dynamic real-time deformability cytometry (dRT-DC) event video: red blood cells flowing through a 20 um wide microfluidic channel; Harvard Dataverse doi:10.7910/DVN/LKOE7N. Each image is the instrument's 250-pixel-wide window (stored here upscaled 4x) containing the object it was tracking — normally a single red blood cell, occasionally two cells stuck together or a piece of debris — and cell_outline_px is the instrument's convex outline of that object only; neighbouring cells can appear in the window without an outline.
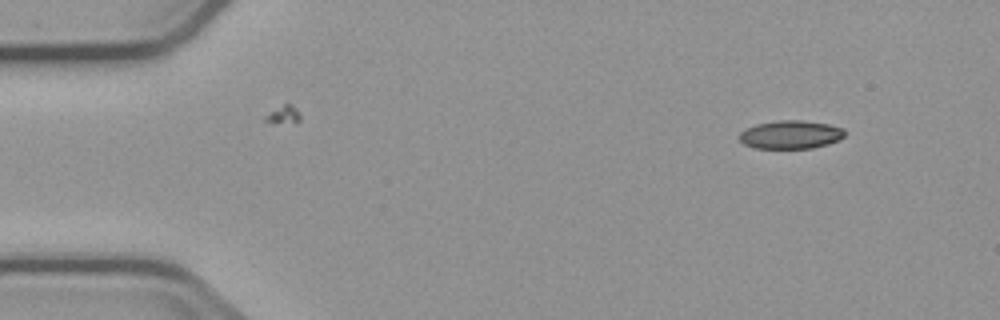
{"species": "common noctule bat (a hibernating species)", "species_latin": "Nyctalus noctula", "temperature_condition": "cold", "stored_images_in_passage": 5, "camera_frame_rate_fps": 3000, "um_per_image_px": 0.085, "animal": {"sex": "male", "body_mass_g": 23.1, "forearm_length_mm": 52.7}, "frame": {"image": 1, "passage_image": 1, "time_ms": 0.0, "image_size_px": [1000, 320], "cell_outline_px": [[844, 136], [840, 140], [828, 144], [812, 148], [756, 148], [744, 144], [740, 140], [740, 132], [744, 128], [756, 124], [776, 120], [804, 120], [828, 124], [844, 128]], "centroid_in_image_um": [67.21, 11.43], "position_along_channel_um": 17.8, "area_um2": 17.51}}
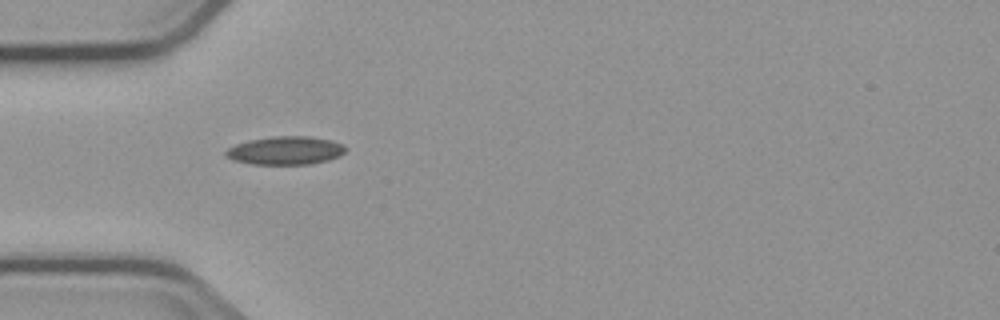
{"frame": {"image": 2, "passage_image": 4, "time_ms": 3.667, "image_size_px": [1000, 320], "cell_outline_px": [[348, 148], [340, 156], [328, 160], [312, 164], [252, 164], [232, 160], [224, 156], [224, 152], [228, 148], [236, 144], [248, 140], [272, 136], [308, 136], [332, 140], [344, 144]], "centroid_in_image_um": [24.27, 12.79], "position_along_channel_um": 60.7, "area_um2": 20.0}}
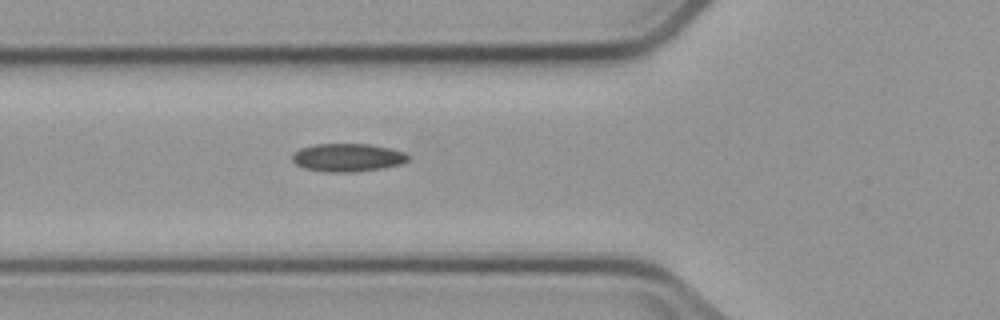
{"frame": {"image": 3, "passage_image": 5, "time_ms": 4.667, "image_size_px": [1000, 320], "cell_outline_px": [[408, 160], [400, 164], [384, 168], [352, 172], [328, 172], [304, 168], [296, 164], [292, 160], [292, 152], [300, 148], [316, 144], [368, 144], [388, 148], [404, 152], [408, 156]], "centroid_in_image_um": [29.51, 13.39], "position_along_channel_um": 96.3, "area_um2": 18.9}}